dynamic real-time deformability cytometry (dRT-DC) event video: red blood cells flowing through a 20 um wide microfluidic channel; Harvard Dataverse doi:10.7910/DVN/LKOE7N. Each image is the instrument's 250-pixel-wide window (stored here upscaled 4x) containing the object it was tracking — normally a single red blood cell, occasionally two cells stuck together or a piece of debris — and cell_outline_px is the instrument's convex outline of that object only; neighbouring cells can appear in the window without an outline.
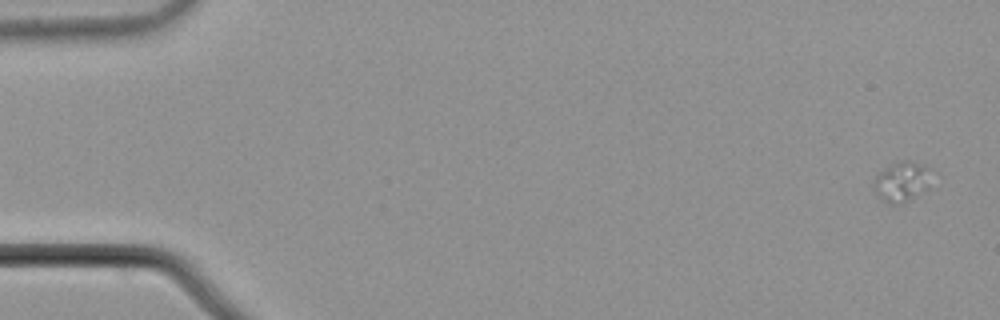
{"species": "common noctule bat (a hibernating species)", "species_latin": "Nyctalus noctula", "temperature_condition": "cold", "stored_images_in_passage": 18, "camera_frame_rate_fps": 3000, "um_per_image_px": 0.085, "animal": {"sex": "male", "body_mass_g": 21.5, "forearm_length_mm": 52.0}, "frame": {"image": 1, "passage_image": 1, "time_ms": 0.0, "image_size_px": [1000, 320], "cell_outline_px": [[928, 188], [908, 200], [896, 204], [892, 204], [884, 200], [880, 196], [876, 188], [876, 176], [884, 168], [904, 160], [908, 160], [924, 164]], "centroid_in_image_um": [76.63, 15.43], "position_along_channel_um": 8.4, "area_um2": 12.31}}